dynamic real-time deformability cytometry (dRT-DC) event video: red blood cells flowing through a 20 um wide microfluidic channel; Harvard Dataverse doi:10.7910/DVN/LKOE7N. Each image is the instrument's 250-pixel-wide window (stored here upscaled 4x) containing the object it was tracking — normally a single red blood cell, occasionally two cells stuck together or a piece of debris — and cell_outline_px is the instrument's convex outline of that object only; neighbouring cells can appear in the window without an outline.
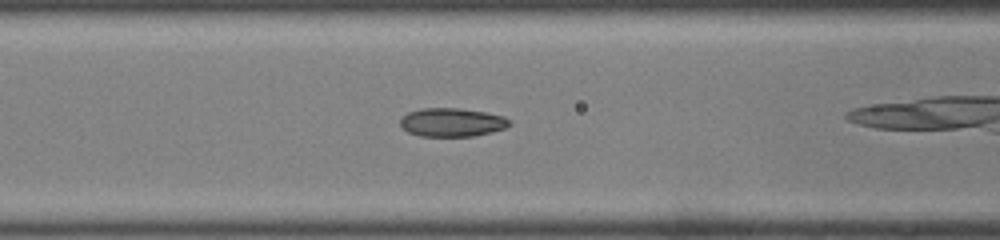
{"species": "common noctule bat (a hibernating species)", "species_latin": "Nyctalus noctula", "temperature_condition": "room temperature", "stored_images_in_passage": 39, "camera_frame_rate_fps": 3000, "um_per_image_px": 0.085, "animal": {"sex": "male", "body_mass_g": 19.0, "forearm_length_mm": 50.8}, "frame": {"image": 1, "passage_image": 21, "time_ms": 6.667, "image_size_px": [1000, 240], "cell_outline_px": [[512, 124], [504, 128], [492, 132], [472, 136], [420, 136], [408, 132], [400, 124], [400, 120], [408, 112], [424, 108], [456, 108], [484, 112], [504, 116]], "centroid_in_image_um": [38.42, 10.4], "position_along_channel_um": 128.2, "area_um2": 17.98}}
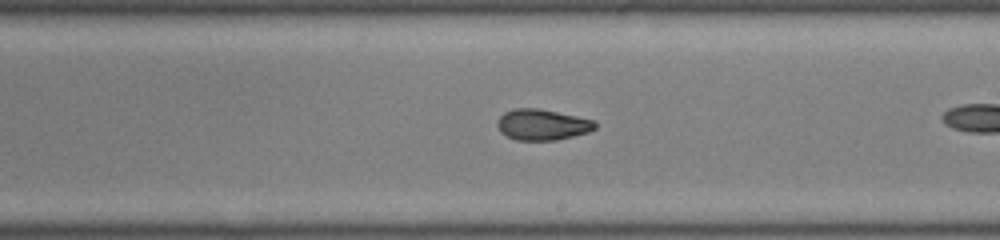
{"frame": {"image": 2, "passage_image": 29, "time_ms": 9.333, "image_size_px": [1000, 240], "cell_outline_px": [[596, 128], [588, 132], [556, 140], [516, 140], [504, 136], [500, 132], [496, 124], [496, 120], [504, 112], [516, 108], [536, 108], [576, 116], [592, 120], [596, 124]], "centroid_in_image_um": [46.02, 10.6], "position_along_channel_um": 243.0, "area_um2": 17.57}}
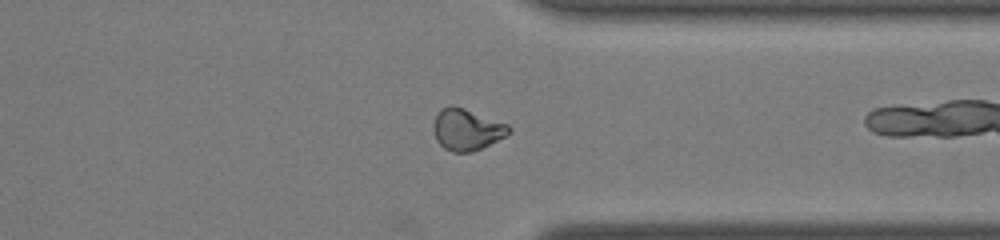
{"frame": {"image": 3, "passage_image": 38, "time_ms": 12.333, "image_size_px": [1000, 240], "cell_outline_px": [[512, 128], [504, 136], [472, 152], [452, 152], [444, 148], [436, 140], [432, 128], [432, 124], [440, 108], [452, 104], [464, 108], [508, 124]], "centroid_in_image_um": [39.62, 10.99], "position_along_channel_um": 371.8, "area_um2": 18.15}}